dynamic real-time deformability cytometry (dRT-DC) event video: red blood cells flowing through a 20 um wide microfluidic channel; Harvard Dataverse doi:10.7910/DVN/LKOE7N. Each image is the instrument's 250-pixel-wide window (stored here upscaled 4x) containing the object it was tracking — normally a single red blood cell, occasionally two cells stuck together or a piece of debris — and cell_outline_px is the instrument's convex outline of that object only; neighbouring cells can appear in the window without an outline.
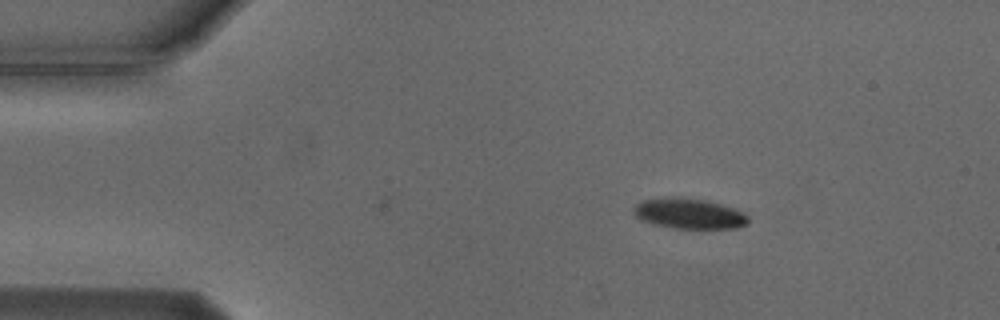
{"species": "Egyptian fruit bat (a non-hibernating species)", "species_latin": "Rousettus aegyptiacus", "temperature_condition": "cold", "stored_images_in_passage": 42, "camera_frame_rate_fps": 3000, "um_per_image_px": 0.085, "animal": {"sex": "male"}, "frame": {"image": 1, "passage_image": 1, "time_ms": 0.0, "image_size_px": [1000, 320], "cell_outline_px": [[748, 224], [736, 228], [672, 228], [652, 224], [640, 220], [632, 212], [632, 208], [636, 204], [644, 200], [704, 200], [720, 204], [744, 212], [748, 216]], "centroid_in_image_um": [58.59, 18.21], "position_along_channel_um": 26.4, "area_um2": 19.48}}
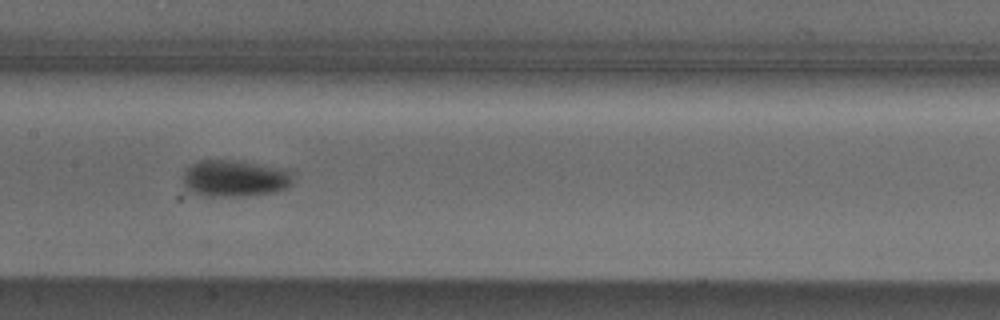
{"frame": {"image": 2, "passage_image": 19, "time_ms": 6.0, "image_size_px": [1000, 320], "cell_outline_px": [[292, 184], [276, 192], [244, 196], [204, 196], [192, 192], [184, 188], [184, 172], [196, 160], [232, 160], [272, 168], [288, 172], [292, 180]], "centroid_in_image_um": [19.85, 15.19], "position_along_channel_um": 187.6, "area_um2": 22.89}}
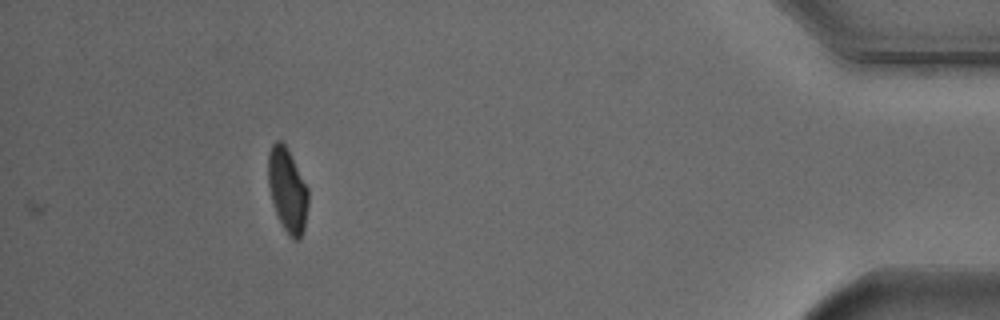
{"frame": {"image": 3, "passage_image": 42, "time_ms": 13.667, "image_size_px": [1000, 320], "cell_outline_px": [[308, 204], [304, 228], [300, 240], [292, 240], [288, 236], [272, 204], [268, 184], [268, 152], [272, 144], [276, 140], [280, 140], [284, 144], [308, 188]], "centroid_in_image_um": [24.42, 16.19], "position_along_channel_um": 410.8, "area_um2": 19.48}, "authors_computed_cell_mechanics": {"area_um2": 21.8195, "velocity_mm_per_s": 3.7264, "shape_relaxation_time_tau1_ms": 2.3401, "shape_relaxation_time_tau2_ms": null, "deformation_change_tau1": 0.107, "deformation_change_tau2": null}}